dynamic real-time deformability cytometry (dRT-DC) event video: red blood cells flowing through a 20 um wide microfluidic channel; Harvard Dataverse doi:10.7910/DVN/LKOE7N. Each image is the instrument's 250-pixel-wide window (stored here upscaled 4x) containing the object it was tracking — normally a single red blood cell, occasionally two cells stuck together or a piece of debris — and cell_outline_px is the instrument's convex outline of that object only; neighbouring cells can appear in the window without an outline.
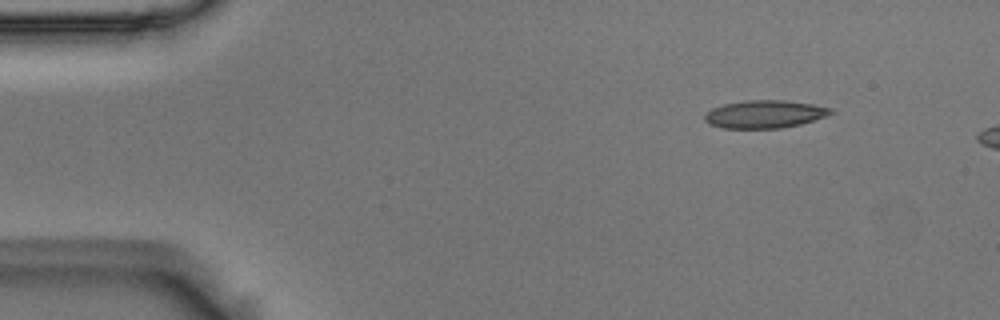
{"species": "Egyptian fruit bat (a non-hibernating species)", "species_latin": "Rousettus aegyptiacus", "temperature_condition": "room temperature", "stored_images_in_passage": 2, "camera_frame_rate_fps": 3000, "um_per_image_px": 0.085, "animal": {"sex": "male"}, "frame": {"image": 1, "passage_image": 2, "time_ms": 0.333, "image_size_px": [1000, 320], "cell_outline_px": [[832, 112], [824, 116], [800, 124], [780, 128], [724, 128], [708, 124], [704, 120], [704, 116], [712, 108], [724, 104], [744, 100], [784, 100], [812, 104], [832, 108]], "centroid_in_image_um": [64.95, 9.7], "position_along_channel_um": 20.1, "area_um2": 20.23}}